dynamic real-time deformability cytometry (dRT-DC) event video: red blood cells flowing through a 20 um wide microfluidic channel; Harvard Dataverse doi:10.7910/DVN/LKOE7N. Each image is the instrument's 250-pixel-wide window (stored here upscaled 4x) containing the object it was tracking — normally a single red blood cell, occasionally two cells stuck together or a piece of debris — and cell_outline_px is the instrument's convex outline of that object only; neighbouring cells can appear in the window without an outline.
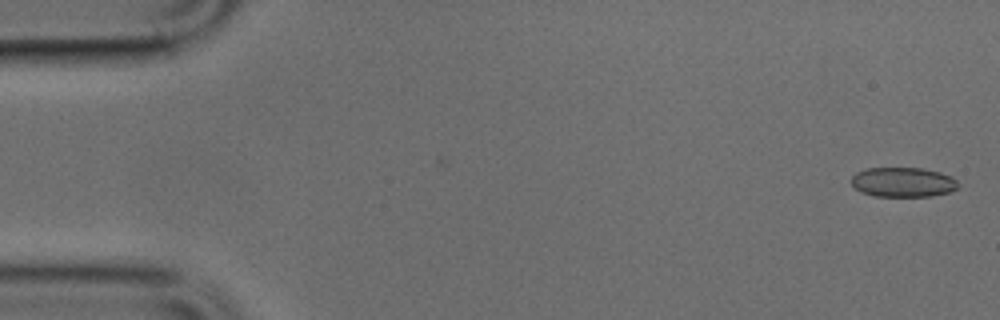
{"species": "common noctule bat (a hibernating species)", "species_latin": "Nyctalus noctula", "temperature_condition": "cold", "stored_images_in_passage": 44, "camera_frame_rate_fps": 3000, "um_per_image_px": 0.085, "animal": {"sex": "male", "body_mass_g": 17.9, "forearm_length_mm": 54.2}, "frame": {"image": 1, "passage_image": 2, "time_ms": 0.333, "image_size_px": [1000, 320], "cell_outline_px": [[956, 188], [948, 192], [932, 196], [876, 196], [864, 192], [856, 188], [852, 184], [852, 176], [856, 172], [868, 168], [924, 168], [940, 172], [952, 176], [956, 180]], "centroid_in_image_um": [76.76, 15.47], "position_along_channel_um": 8.2, "area_um2": 18.26}}
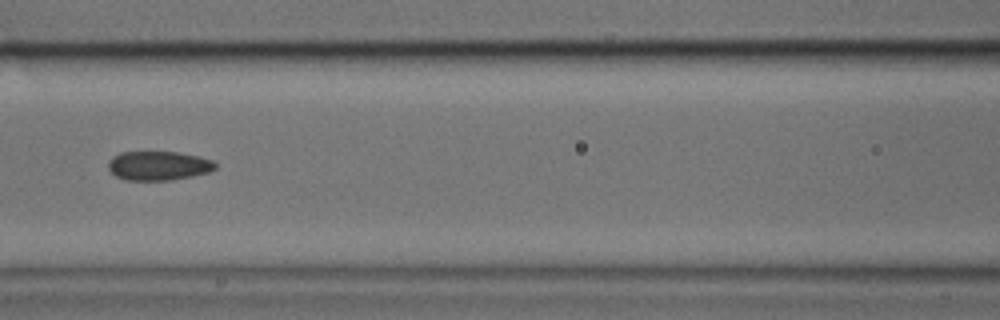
{"frame": {"image": 2, "passage_image": 22, "time_ms": 7.0, "image_size_px": [1000, 320], "cell_outline_px": [[216, 168], [208, 172], [192, 176], [168, 180], [128, 180], [116, 176], [108, 168], [108, 160], [112, 156], [120, 152], [176, 152], [200, 156], [212, 160], [216, 164]], "centroid_in_image_um": [13.46, 14.07], "position_along_channel_um": 153.1, "area_um2": 18.15}}
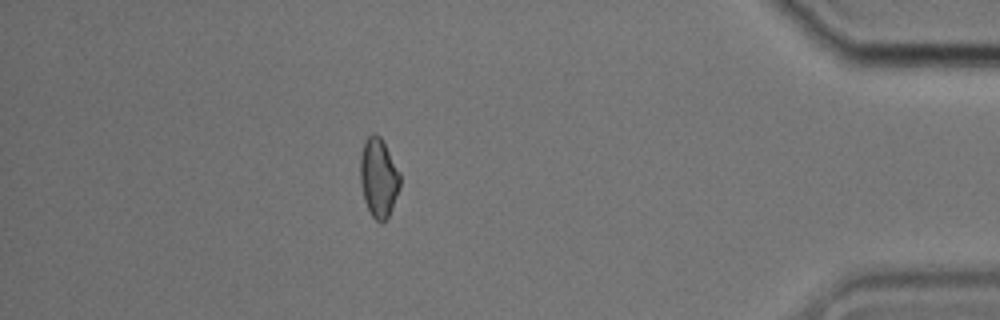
{"frame": {"image": 3, "passage_image": 44, "time_ms": 14.333, "image_size_px": [1000, 320], "cell_outline_px": [[400, 188], [392, 208], [388, 216], [380, 224], [372, 216], [364, 200], [360, 184], [360, 156], [364, 140], [372, 132], [376, 132], [380, 136], [400, 172]], "centroid_in_image_um": [32.17, 15.08], "position_along_channel_um": 403.0, "area_um2": 18.5}}